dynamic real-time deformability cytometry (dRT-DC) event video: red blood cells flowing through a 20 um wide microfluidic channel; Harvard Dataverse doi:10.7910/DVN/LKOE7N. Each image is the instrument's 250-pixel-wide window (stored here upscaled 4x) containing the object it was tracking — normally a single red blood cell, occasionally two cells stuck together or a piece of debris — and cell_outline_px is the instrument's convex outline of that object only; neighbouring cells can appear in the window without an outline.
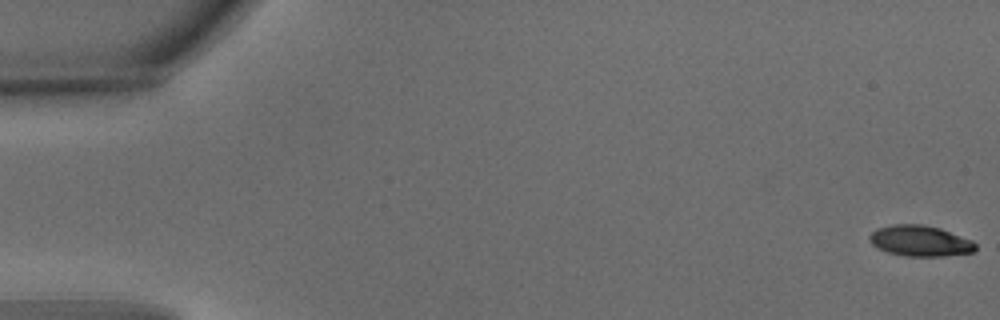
{"species": "common noctule bat (a hibernating species)", "species_latin": "Nyctalus noctula", "temperature_condition": "warm", "stored_images_in_passage": 4, "camera_frame_rate_fps": 3000, "um_per_image_px": 0.085, "animal": {"sex": "male", "body_mass_g": 15.6}, "frame": {"image": 1, "passage_image": 1, "time_ms": 0.0, "image_size_px": [1000, 320], "cell_outline_px": [[976, 252], [944, 256], [904, 256], [888, 252], [876, 248], [868, 240], [868, 236], [876, 228], [892, 224], [924, 224], [940, 228], [972, 240], [976, 244]], "centroid_in_image_um": [78.19, 20.47], "position_along_channel_um": 6.8, "area_um2": 19.31}}